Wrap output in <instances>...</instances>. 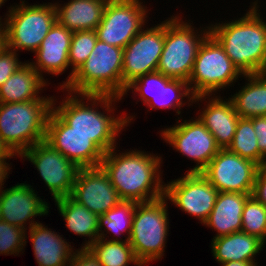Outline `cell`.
I'll return each instance as SVG.
<instances>
[{
	"label": "cell",
	"mask_w": 266,
	"mask_h": 266,
	"mask_svg": "<svg viewBox=\"0 0 266 266\" xmlns=\"http://www.w3.org/2000/svg\"><path fill=\"white\" fill-rule=\"evenodd\" d=\"M68 93L69 96L64 97L59 106L56 105L57 99L53 96L52 110L72 127L73 131L88 136L104 154L116 147L117 137L135 117L125 113L115 118L113 111L116 108L113 105L120 101L121 97L111 94ZM84 100H87V104ZM98 106L105 108L104 111L101 112Z\"/></svg>",
	"instance_id": "cell-1"
},
{
	"label": "cell",
	"mask_w": 266,
	"mask_h": 266,
	"mask_svg": "<svg viewBox=\"0 0 266 266\" xmlns=\"http://www.w3.org/2000/svg\"><path fill=\"white\" fill-rule=\"evenodd\" d=\"M136 150L117 153L114 147L104 154L100 166L124 201L147 202L164 196L162 157Z\"/></svg>",
	"instance_id": "cell-2"
},
{
	"label": "cell",
	"mask_w": 266,
	"mask_h": 266,
	"mask_svg": "<svg viewBox=\"0 0 266 266\" xmlns=\"http://www.w3.org/2000/svg\"><path fill=\"white\" fill-rule=\"evenodd\" d=\"M259 6L256 0L244 16L209 26L210 33L243 75L264 73L266 69V21Z\"/></svg>",
	"instance_id": "cell-3"
},
{
	"label": "cell",
	"mask_w": 266,
	"mask_h": 266,
	"mask_svg": "<svg viewBox=\"0 0 266 266\" xmlns=\"http://www.w3.org/2000/svg\"><path fill=\"white\" fill-rule=\"evenodd\" d=\"M53 99L0 103V137L16 156L45 140Z\"/></svg>",
	"instance_id": "cell-4"
},
{
	"label": "cell",
	"mask_w": 266,
	"mask_h": 266,
	"mask_svg": "<svg viewBox=\"0 0 266 266\" xmlns=\"http://www.w3.org/2000/svg\"><path fill=\"white\" fill-rule=\"evenodd\" d=\"M123 49L99 39L88 59L61 90L84 94L122 96Z\"/></svg>",
	"instance_id": "cell-5"
},
{
	"label": "cell",
	"mask_w": 266,
	"mask_h": 266,
	"mask_svg": "<svg viewBox=\"0 0 266 266\" xmlns=\"http://www.w3.org/2000/svg\"><path fill=\"white\" fill-rule=\"evenodd\" d=\"M182 20L179 15L165 20V41L157 72L188 82L198 49L210 33V27L198 32L192 23Z\"/></svg>",
	"instance_id": "cell-6"
},
{
	"label": "cell",
	"mask_w": 266,
	"mask_h": 266,
	"mask_svg": "<svg viewBox=\"0 0 266 266\" xmlns=\"http://www.w3.org/2000/svg\"><path fill=\"white\" fill-rule=\"evenodd\" d=\"M167 203L165 196L136 203L128 241L144 265L164 256L170 220Z\"/></svg>",
	"instance_id": "cell-7"
},
{
	"label": "cell",
	"mask_w": 266,
	"mask_h": 266,
	"mask_svg": "<svg viewBox=\"0 0 266 266\" xmlns=\"http://www.w3.org/2000/svg\"><path fill=\"white\" fill-rule=\"evenodd\" d=\"M20 1L9 7L3 29L6 47L18 52H35L56 20L54 3L29 5ZM27 4V5H26Z\"/></svg>",
	"instance_id": "cell-8"
},
{
	"label": "cell",
	"mask_w": 266,
	"mask_h": 266,
	"mask_svg": "<svg viewBox=\"0 0 266 266\" xmlns=\"http://www.w3.org/2000/svg\"><path fill=\"white\" fill-rule=\"evenodd\" d=\"M240 76L243 77V74L227 56L222 45L209 33L198 49L189 77L188 84L193 96L217 95L220 89L234 85Z\"/></svg>",
	"instance_id": "cell-9"
},
{
	"label": "cell",
	"mask_w": 266,
	"mask_h": 266,
	"mask_svg": "<svg viewBox=\"0 0 266 266\" xmlns=\"http://www.w3.org/2000/svg\"><path fill=\"white\" fill-rule=\"evenodd\" d=\"M142 3V0L108 1L95 30L98 39L124 49L147 24L149 10Z\"/></svg>",
	"instance_id": "cell-10"
},
{
	"label": "cell",
	"mask_w": 266,
	"mask_h": 266,
	"mask_svg": "<svg viewBox=\"0 0 266 266\" xmlns=\"http://www.w3.org/2000/svg\"><path fill=\"white\" fill-rule=\"evenodd\" d=\"M195 118L184 120V123H180L178 119L177 124L161 130L160 133L162 139L174 150L195 161V167L190 168L187 173H201L221 149L200 119Z\"/></svg>",
	"instance_id": "cell-11"
},
{
	"label": "cell",
	"mask_w": 266,
	"mask_h": 266,
	"mask_svg": "<svg viewBox=\"0 0 266 266\" xmlns=\"http://www.w3.org/2000/svg\"><path fill=\"white\" fill-rule=\"evenodd\" d=\"M165 41V20L143 28L123 49L122 95L138 77L156 72Z\"/></svg>",
	"instance_id": "cell-12"
},
{
	"label": "cell",
	"mask_w": 266,
	"mask_h": 266,
	"mask_svg": "<svg viewBox=\"0 0 266 266\" xmlns=\"http://www.w3.org/2000/svg\"><path fill=\"white\" fill-rule=\"evenodd\" d=\"M30 161L54 200L70 196L79 167L45 140L24 151L19 158Z\"/></svg>",
	"instance_id": "cell-13"
},
{
	"label": "cell",
	"mask_w": 266,
	"mask_h": 266,
	"mask_svg": "<svg viewBox=\"0 0 266 266\" xmlns=\"http://www.w3.org/2000/svg\"><path fill=\"white\" fill-rule=\"evenodd\" d=\"M129 90L136 94L138 92V96L144 102L143 104L147 105L149 109L171 108L175 109L174 111L178 115L181 114L180 110L188 101V106L193 104L195 97L189 88L188 82L169 78L157 71L142 75L133 80L126 86L121 99H124L123 96ZM184 97L188 98L187 102L182 101Z\"/></svg>",
	"instance_id": "cell-14"
},
{
	"label": "cell",
	"mask_w": 266,
	"mask_h": 266,
	"mask_svg": "<svg viewBox=\"0 0 266 266\" xmlns=\"http://www.w3.org/2000/svg\"><path fill=\"white\" fill-rule=\"evenodd\" d=\"M218 190L202 173L185 176L165 183L164 196L183 212L204 223L215 205Z\"/></svg>",
	"instance_id": "cell-15"
},
{
	"label": "cell",
	"mask_w": 266,
	"mask_h": 266,
	"mask_svg": "<svg viewBox=\"0 0 266 266\" xmlns=\"http://www.w3.org/2000/svg\"><path fill=\"white\" fill-rule=\"evenodd\" d=\"M259 166L248 159L220 149L201 172L218 192L252 194Z\"/></svg>",
	"instance_id": "cell-16"
},
{
	"label": "cell",
	"mask_w": 266,
	"mask_h": 266,
	"mask_svg": "<svg viewBox=\"0 0 266 266\" xmlns=\"http://www.w3.org/2000/svg\"><path fill=\"white\" fill-rule=\"evenodd\" d=\"M45 141L79 168L98 167L104 157L88 136L73 131L53 110L47 120Z\"/></svg>",
	"instance_id": "cell-17"
},
{
	"label": "cell",
	"mask_w": 266,
	"mask_h": 266,
	"mask_svg": "<svg viewBox=\"0 0 266 266\" xmlns=\"http://www.w3.org/2000/svg\"><path fill=\"white\" fill-rule=\"evenodd\" d=\"M70 197L97 215H104L122 201L101 166L80 168Z\"/></svg>",
	"instance_id": "cell-18"
},
{
	"label": "cell",
	"mask_w": 266,
	"mask_h": 266,
	"mask_svg": "<svg viewBox=\"0 0 266 266\" xmlns=\"http://www.w3.org/2000/svg\"><path fill=\"white\" fill-rule=\"evenodd\" d=\"M31 187L25 182L0 190V219L2 221L28 230L40 223L34 221V217L48 215L49 204L37 196L39 194ZM27 221L29 225L26 224Z\"/></svg>",
	"instance_id": "cell-19"
},
{
	"label": "cell",
	"mask_w": 266,
	"mask_h": 266,
	"mask_svg": "<svg viewBox=\"0 0 266 266\" xmlns=\"http://www.w3.org/2000/svg\"><path fill=\"white\" fill-rule=\"evenodd\" d=\"M211 97V98H210ZM207 98V100H205ZM206 101L198 114V118L214 136L216 144L221 149H226L232 143L239 116L233 103L229 98L222 99L219 95H198L194 97L193 103Z\"/></svg>",
	"instance_id": "cell-20"
},
{
	"label": "cell",
	"mask_w": 266,
	"mask_h": 266,
	"mask_svg": "<svg viewBox=\"0 0 266 266\" xmlns=\"http://www.w3.org/2000/svg\"><path fill=\"white\" fill-rule=\"evenodd\" d=\"M73 32L57 21L50 28L40 47L34 52L35 62L30 65L44 79L43 73L62 75L70 66L69 50Z\"/></svg>",
	"instance_id": "cell-21"
},
{
	"label": "cell",
	"mask_w": 266,
	"mask_h": 266,
	"mask_svg": "<svg viewBox=\"0 0 266 266\" xmlns=\"http://www.w3.org/2000/svg\"><path fill=\"white\" fill-rule=\"evenodd\" d=\"M51 230L42 223L29 229L36 263L38 266H67L76 249L61 237L63 235Z\"/></svg>",
	"instance_id": "cell-22"
},
{
	"label": "cell",
	"mask_w": 266,
	"mask_h": 266,
	"mask_svg": "<svg viewBox=\"0 0 266 266\" xmlns=\"http://www.w3.org/2000/svg\"><path fill=\"white\" fill-rule=\"evenodd\" d=\"M252 194L218 192L215 205L203 225L217 231L214 238L241 232L242 212L247 198Z\"/></svg>",
	"instance_id": "cell-23"
},
{
	"label": "cell",
	"mask_w": 266,
	"mask_h": 266,
	"mask_svg": "<svg viewBox=\"0 0 266 266\" xmlns=\"http://www.w3.org/2000/svg\"><path fill=\"white\" fill-rule=\"evenodd\" d=\"M106 0H70L68 3H54L57 22L71 30H96L102 20Z\"/></svg>",
	"instance_id": "cell-24"
},
{
	"label": "cell",
	"mask_w": 266,
	"mask_h": 266,
	"mask_svg": "<svg viewBox=\"0 0 266 266\" xmlns=\"http://www.w3.org/2000/svg\"><path fill=\"white\" fill-rule=\"evenodd\" d=\"M45 86H48L46 80L30 65L29 61H25L0 87V103L53 99L52 96H41V90Z\"/></svg>",
	"instance_id": "cell-25"
},
{
	"label": "cell",
	"mask_w": 266,
	"mask_h": 266,
	"mask_svg": "<svg viewBox=\"0 0 266 266\" xmlns=\"http://www.w3.org/2000/svg\"><path fill=\"white\" fill-rule=\"evenodd\" d=\"M264 242L258 237L244 232L213 238L212 255L218 263L229 261L255 262V256L263 251Z\"/></svg>",
	"instance_id": "cell-26"
},
{
	"label": "cell",
	"mask_w": 266,
	"mask_h": 266,
	"mask_svg": "<svg viewBox=\"0 0 266 266\" xmlns=\"http://www.w3.org/2000/svg\"><path fill=\"white\" fill-rule=\"evenodd\" d=\"M54 202L60 215L64 217L66 228L79 236L89 238L81 248H87L99 238V215L89 211L70 196L56 199Z\"/></svg>",
	"instance_id": "cell-27"
},
{
	"label": "cell",
	"mask_w": 266,
	"mask_h": 266,
	"mask_svg": "<svg viewBox=\"0 0 266 266\" xmlns=\"http://www.w3.org/2000/svg\"><path fill=\"white\" fill-rule=\"evenodd\" d=\"M243 77L248 83L230 98L236 113L241 118L265 116L266 74H248Z\"/></svg>",
	"instance_id": "cell-28"
},
{
	"label": "cell",
	"mask_w": 266,
	"mask_h": 266,
	"mask_svg": "<svg viewBox=\"0 0 266 266\" xmlns=\"http://www.w3.org/2000/svg\"><path fill=\"white\" fill-rule=\"evenodd\" d=\"M136 203L137 202L135 201L122 200L118 205L114 206L104 215H99V238L108 240L107 237L109 236H107V234L112 233L114 236L112 237L113 239H110V241H128L130 238L132 219ZM104 232H106V234ZM123 232L127 233L124 240L120 238Z\"/></svg>",
	"instance_id": "cell-29"
},
{
	"label": "cell",
	"mask_w": 266,
	"mask_h": 266,
	"mask_svg": "<svg viewBox=\"0 0 266 266\" xmlns=\"http://www.w3.org/2000/svg\"><path fill=\"white\" fill-rule=\"evenodd\" d=\"M102 266H145L135 256L129 241H110L98 238L87 247Z\"/></svg>",
	"instance_id": "cell-30"
},
{
	"label": "cell",
	"mask_w": 266,
	"mask_h": 266,
	"mask_svg": "<svg viewBox=\"0 0 266 266\" xmlns=\"http://www.w3.org/2000/svg\"><path fill=\"white\" fill-rule=\"evenodd\" d=\"M230 152L239 155L263 167L266 158L259 152L257 137L250 118H239L232 143L227 148Z\"/></svg>",
	"instance_id": "cell-31"
},
{
	"label": "cell",
	"mask_w": 266,
	"mask_h": 266,
	"mask_svg": "<svg viewBox=\"0 0 266 266\" xmlns=\"http://www.w3.org/2000/svg\"><path fill=\"white\" fill-rule=\"evenodd\" d=\"M98 40L95 30L73 32L69 50V64L72 70L66 81L60 84L59 89H64L78 68L88 59Z\"/></svg>",
	"instance_id": "cell-32"
},
{
	"label": "cell",
	"mask_w": 266,
	"mask_h": 266,
	"mask_svg": "<svg viewBox=\"0 0 266 266\" xmlns=\"http://www.w3.org/2000/svg\"><path fill=\"white\" fill-rule=\"evenodd\" d=\"M241 232L258 237L266 241V206L250 195L242 212Z\"/></svg>",
	"instance_id": "cell-33"
},
{
	"label": "cell",
	"mask_w": 266,
	"mask_h": 266,
	"mask_svg": "<svg viewBox=\"0 0 266 266\" xmlns=\"http://www.w3.org/2000/svg\"><path fill=\"white\" fill-rule=\"evenodd\" d=\"M26 235V230L0 219V255L16 256L21 253L28 239Z\"/></svg>",
	"instance_id": "cell-34"
},
{
	"label": "cell",
	"mask_w": 266,
	"mask_h": 266,
	"mask_svg": "<svg viewBox=\"0 0 266 266\" xmlns=\"http://www.w3.org/2000/svg\"><path fill=\"white\" fill-rule=\"evenodd\" d=\"M24 63L25 62L19 61L16 51L5 46L0 52V87Z\"/></svg>",
	"instance_id": "cell-35"
},
{
	"label": "cell",
	"mask_w": 266,
	"mask_h": 266,
	"mask_svg": "<svg viewBox=\"0 0 266 266\" xmlns=\"http://www.w3.org/2000/svg\"><path fill=\"white\" fill-rule=\"evenodd\" d=\"M250 119L257 137L259 152L266 158V115Z\"/></svg>",
	"instance_id": "cell-36"
},
{
	"label": "cell",
	"mask_w": 266,
	"mask_h": 266,
	"mask_svg": "<svg viewBox=\"0 0 266 266\" xmlns=\"http://www.w3.org/2000/svg\"><path fill=\"white\" fill-rule=\"evenodd\" d=\"M252 195L266 206V168L259 167Z\"/></svg>",
	"instance_id": "cell-37"
},
{
	"label": "cell",
	"mask_w": 266,
	"mask_h": 266,
	"mask_svg": "<svg viewBox=\"0 0 266 266\" xmlns=\"http://www.w3.org/2000/svg\"><path fill=\"white\" fill-rule=\"evenodd\" d=\"M7 159H0V190L4 187V182L6 181V178H8L10 173V164L8 162H6Z\"/></svg>",
	"instance_id": "cell-38"
},
{
	"label": "cell",
	"mask_w": 266,
	"mask_h": 266,
	"mask_svg": "<svg viewBox=\"0 0 266 266\" xmlns=\"http://www.w3.org/2000/svg\"><path fill=\"white\" fill-rule=\"evenodd\" d=\"M16 156L14 153L10 151V149L3 143L0 137V159H11Z\"/></svg>",
	"instance_id": "cell-39"
},
{
	"label": "cell",
	"mask_w": 266,
	"mask_h": 266,
	"mask_svg": "<svg viewBox=\"0 0 266 266\" xmlns=\"http://www.w3.org/2000/svg\"><path fill=\"white\" fill-rule=\"evenodd\" d=\"M221 266H257V262L229 261L220 263Z\"/></svg>",
	"instance_id": "cell-40"
},
{
	"label": "cell",
	"mask_w": 266,
	"mask_h": 266,
	"mask_svg": "<svg viewBox=\"0 0 266 266\" xmlns=\"http://www.w3.org/2000/svg\"><path fill=\"white\" fill-rule=\"evenodd\" d=\"M5 46V32L3 27L0 26V52L2 51V49H4Z\"/></svg>",
	"instance_id": "cell-41"
},
{
	"label": "cell",
	"mask_w": 266,
	"mask_h": 266,
	"mask_svg": "<svg viewBox=\"0 0 266 266\" xmlns=\"http://www.w3.org/2000/svg\"><path fill=\"white\" fill-rule=\"evenodd\" d=\"M7 0H0V8L2 7V5L6 2ZM5 22H3L1 16H0V26L3 27Z\"/></svg>",
	"instance_id": "cell-42"
}]
</instances>
